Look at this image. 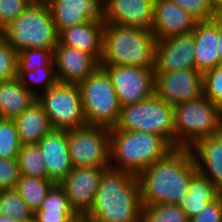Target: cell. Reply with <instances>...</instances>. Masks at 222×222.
<instances>
[{
    "label": "cell",
    "instance_id": "cell-1",
    "mask_svg": "<svg viewBox=\"0 0 222 222\" xmlns=\"http://www.w3.org/2000/svg\"><path fill=\"white\" fill-rule=\"evenodd\" d=\"M196 173L190 148H173L137 176L141 205L179 204Z\"/></svg>",
    "mask_w": 222,
    "mask_h": 222
},
{
    "label": "cell",
    "instance_id": "cell-2",
    "mask_svg": "<svg viewBox=\"0 0 222 222\" xmlns=\"http://www.w3.org/2000/svg\"><path fill=\"white\" fill-rule=\"evenodd\" d=\"M140 184L136 175L107 168L94 203L84 217L90 222H141Z\"/></svg>",
    "mask_w": 222,
    "mask_h": 222
},
{
    "label": "cell",
    "instance_id": "cell-3",
    "mask_svg": "<svg viewBox=\"0 0 222 222\" xmlns=\"http://www.w3.org/2000/svg\"><path fill=\"white\" fill-rule=\"evenodd\" d=\"M156 42L152 30L105 23L100 65L155 68Z\"/></svg>",
    "mask_w": 222,
    "mask_h": 222
},
{
    "label": "cell",
    "instance_id": "cell-4",
    "mask_svg": "<svg viewBox=\"0 0 222 222\" xmlns=\"http://www.w3.org/2000/svg\"><path fill=\"white\" fill-rule=\"evenodd\" d=\"M172 149L157 134L110 129V168L115 170L138 176Z\"/></svg>",
    "mask_w": 222,
    "mask_h": 222
},
{
    "label": "cell",
    "instance_id": "cell-5",
    "mask_svg": "<svg viewBox=\"0 0 222 222\" xmlns=\"http://www.w3.org/2000/svg\"><path fill=\"white\" fill-rule=\"evenodd\" d=\"M0 34L17 52L28 48L54 51L58 44V32L46 1L30 2Z\"/></svg>",
    "mask_w": 222,
    "mask_h": 222
},
{
    "label": "cell",
    "instance_id": "cell-6",
    "mask_svg": "<svg viewBox=\"0 0 222 222\" xmlns=\"http://www.w3.org/2000/svg\"><path fill=\"white\" fill-rule=\"evenodd\" d=\"M173 107L175 148H191L198 140L222 131V109L204 95Z\"/></svg>",
    "mask_w": 222,
    "mask_h": 222
},
{
    "label": "cell",
    "instance_id": "cell-7",
    "mask_svg": "<svg viewBox=\"0 0 222 222\" xmlns=\"http://www.w3.org/2000/svg\"><path fill=\"white\" fill-rule=\"evenodd\" d=\"M78 86L87 125L114 128L118 123L121 107L107 71L99 66Z\"/></svg>",
    "mask_w": 222,
    "mask_h": 222
},
{
    "label": "cell",
    "instance_id": "cell-8",
    "mask_svg": "<svg viewBox=\"0 0 222 222\" xmlns=\"http://www.w3.org/2000/svg\"><path fill=\"white\" fill-rule=\"evenodd\" d=\"M111 129L157 134L175 148L174 107L155 93L139 103L121 107L118 123Z\"/></svg>",
    "mask_w": 222,
    "mask_h": 222
},
{
    "label": "cell",
    "instance_id": "cell-9",
    "mask_svg": "<svg viewBox=\"0 0 222 222\" xmlns=\"http://www.w3.org/2000/svg\"><path fill=\"white\" fill-rule=\"evenodd\" d=\"M50 124L56 130H74L87 125L78 84L57 82L37 96Z\"/></svg>",
    "mask_w": 222,
    "mask_h": 222
},
{
    "label": "cell",
    "instance_id": "cell-10",
    "mask_svg": "<svg viewBox=\"0 0 222 222\" xmlns=\"http://www.w3.org/2000/svg\"><path fill=\"white\" fill-rule=\"evenodd\" d=\"M68 147L73 167L110 168V129L86 125L68 130Z\"/></svg>",
    "mask_w": 222,
    "mask_h": 222
},
{
    "label": "cell",
    "instance_id": "cell-11",
    "mask_svg": "<svg viewBox=\"0 0 222 222\" xmlns=\"http://www.w3.org/2000/svg\"><path fill=\"white\" fill-rule=\"evenodd\" d=\"M109 74L120 107L139 103L154 93V69L126 65H100Z\"/></svg>",
    "mask_w": 222,
    "mask_h": 222
},
{
    "label": "cell",
    "instance_id": "cell-12",
    "mask_svg": "<svg viewBox=\"0 0 222 222\" xmlns=\"http://www.w3.org/2000/svg\"><path fill=\"white\" fill-rule=\"evenodd\" d=\"M154 93L173 106L198 99L203 96V74L197 69L154 72Z\"/></svg>",
    "mask_w": 222,
    "mask_h": 222
},
{
    "label": "cell",
    "instance_id": "cell-13",
    "mask_svg": "<svg viewBox=\"0 0 222 222\" xmlns=\"http://www.w3.org/2000/svg\"><path fill=\"white\" fill-rule=\"evenodd\" d=\"M107 168L73 167L61 181L69 205L79 218H84L92 208L103 172Z\"/></svg>",
    "mask_w": 222,
    "mask_h": 222
},
{
    "label": "cell",
    "instance_id": "cell-14",
    "mask_svg": "<svg viewBox=\"0 0 222 222\" xmlns=\"http://www.w3.org/2000/svg\"><path fill=\"white\" fill-rule=\"evenodd\" d=\"M193 33L157 40L154 72L196 69Z\"/></svg>",
    "mask_w": 222,
    "mask_h": 222
},
{
    "label": "cell",
    "instance_id": "cell-15",
    "mask_svg": "<svg viewBox=\"0 0 222 222\" xmlns=\"http://www.w3.org/2000/svg\"><path fill=\"white\" fill-rule=\"evenodd\" d=\"M154 0H102L104 23L151 30Z\"/></svg>",
    "mask_w": 222,
    "mask_h": 222
},
{
    "label": "cell",
    "instance_id": "cell-16",
    "mask_svg": "<svg viewBox=\"0 0 222 222\" xmlns=\"http://www.w3.org/2000/svg\"><path fill=\"white\" fill-rule=\"evenodd\" d=\"M53 61L58 82L70 84H79L100 66L93 55L59 42L54 50Z\"/></svg>",
    "mask_w": 222,
    "mask_h": 222
},
{
    "label": "cell",
    "instance_id": "cell-17",
    "mask_svg": "<svg viewBox=\"0 0 222 222\" xmlns=\"http://www.w3.org/2000/svg\"><path fill=\"white\" fill-rule=\"evenodd\" d=\"M37 144L45 162L47 178L55 184H60L73 169L68 147V131L53 129Z\"/></svg>",
    "mask_w": 222,
    "mask_h": 222
},
{
    "label": "cell",
    "instance_id": "cell-18",
    "mask_svg": "<svg viewBox=\"0 0 222 222\" xmlns=\"http://www.w3.org/2000/svg\"><path fill=\"white\" fill-rule=\"evenodd\" d=\"M197 20L172 0H154L152 33L157 40L194 31Z\"/></svg>",
    "mask_w": 222,
    "mask_h": 222
},
{
    "label": "cell",
    "instance_id": "cell-19",
    "mask_svg": "<svg viewBox=\"0 0 222 222\" xmlns=\"http://www.w3.org/2000/svg\"><path fill=\"white\" fill-rule=\"evenodd\" d=\"M102 0H46L58 34L65 28L102 20Z\"/></svg>",
    "mask_w": 222,
    "mask_h": 222
},
{
    "label": "cell",
    "instance_id": "cell-20",
    "mask_svg": "<svg viewBox=\"0 0 222 222\" xmlns=\"http://www.w3.org/2000/svg\"><path fill=\"white\" fill-rule=\"evenodd\" d=\"M192 33L195 42V66L199 72L204 74L220 65L219 17L197 21Z\"/></svg>",
    "mask_w": 222,
    "mask_h": 222
},
{
    "label": "cell",
    "instance_id": "cell-21",
    "mask_svg": "<svg viewBox=\"0 0 222 222\" xmlns=\"http://www.w3.org/2000/svg\"><path fill=\"white\" fill-rule=\"evenodd\" d=\"M197 172L222 193V131L198 140L191 148Z\"/></svg>",
    "mask_w": 222,
    "mask_h": 222
},
{
    "label": "cell",
    "instance_id": "cell-22",
    "mask_svg": "<svg viewBox=\"0 0 222 222\" xmlns=\"http://www.w3.org/2000/svg\"><path fill=\"white\" fill-rule=\"evenodd\" d=\"M104 25L103 20H92L65 28L58 34V42L87 52L100 62Z\"/></svg>",
    "mask_w": 222,
    "mask_h": 222
},
{
    "label": "cell",
    "instance_id": "cell-23",
    "mask_svg": "<svg viewBox=\"0 0 222 222\" xmlns=\"http://www.w3.org/2000/svg\"><path fill=\"white\" fill-rule=\"evenodd\" d=\"M13 120L22 145L37 144L53 130L48 115L37 99Z\"/></svg>",
    "mask_w": 222,
    "mask_h": 222
},
{
    "label": "cell",
    "instance_id": "cell-24",
    "mask_svg": "<svg viewBox=\"0 0 222 222\" xmlns=\"http://www.w3.org/2000/svg\"><path fill=\"white\" fill-rule=\"evenodd\" d=\"M36 99L18 77L0 81V118H16Z\"/></svg>",
    "mask_w": 222,
    "mask_h": 222
},
{
    "label": "cell",
    "instance_id": "cell-25",
    "mask_svg": "<svg viewBox=\"0 0 222 222\" xmlns=\"http://www.w3.org/2000/svg\"><path fill=\"white\" fill-rule=\"evenodd\" d=\"M187 191V195L178 205L186 213L188 219L195 217L203 207L222 194L209 179L198 172L191 178Z\"/></svg>",
    "mask_w": 222,
    "mask_h": 222
},
{
    "label": "cell",
    "instance_id": "cell-26",
    "mask_svg": "<svg viewBox=\"0 0 222 222\" xmlns=\"http://www.w3.org/2000/svg\"><path fill=\"white\" fill-rule=\"evenodd\" d=\"M55 183L48 178H35L21 175L15 190L28 207L35 213L41 206L48 191Z\"/></svg>",
    "mask_w": 222,
    "mask_h": 222
},
{
    "label": "cell",
    "instance_id": "cell-27",
    "mask_svg": "<svg viewBox=\"0 0 222 222\" xmlns=\"http://www.w3.org/2000/svg\"><path fill=\"white\" fill-rule=\"evenodd\" d=\"M0 215L21 222H34V212L15 189L0 191Z\"/></svg>",
    "mask_w": 222,
    "mask_h": 222
},
{
    "label": "cell",
    "instance_id": "cell-28",
    "mask_svg": "<svg viewBox=\"0 0 222 222\" xmlns=\"http://www.w3.org/2000/svg\"><path fill=\"white\" fill-rule=\"evenodd\" d=\"M17 77L35 97L58 82L55 66L40 67L31 71H17Z\"/></svg>",
    "mask_w": 222,
    "mask_h": 222
},
{
    "label": "cell",
    "instance_id": "cell-29",
    "mask_svg": "<svg viewBox=\"0 0 222 222\" xmlns=\"http://www.w3.org/2000/svg\"><path fill=\"white\" fill-rule=\"evenodd\" d=\"M20 175L47 178L45 162L38 144L21 145L17 156Z\"/></svg>",
    "mask_w": 222,
    "mask_h": 222
},
{
    "label": "cell",
    "instance_id": "cell-30",
    "mask_svg": "<svg viewBox=\"0 0 222 222\" xmlns=\"http://www.w3.org/2000/svg\"><path fill=\"white\" fill-rule=\"evenodd\" d=\"M141 222H189L178 204H154L141 208Z\"/></svg>",
    "mask_w": 222,
    "mask_h": 222
},
{
    "label": "cell",
    "instance_id": "cell-31",
    "mask_svg": "<svg viewBox=\"0 0 222 222\" xmlns=\"http://www.w3.org/2000/svg\"><path fill=\"white\" fill-rule=\"evenodd\" d=\"M21 145L14 120L0 118V158H17Z\"/></svg>",
    "mask_w": 222,
    "mask_h": 222
},
{
    "label": "cell",
    "instance_id": "cell-32",
    "mask_svg": "<svg viewBox=\"0 0 222 222\" xmlns=\"http://www.w3.org/2000/svg\"><path fill=\"white\" fill-rule=\"evenodd\" d=\"M54 51L28 48L18 52V71H31L40 67L54 66Z\"/></svg>",
    "mask_w": 222,
    "mask_h": 222
},
{
    "label": "cell",
    "instance_id": "cell-33",
    "mask_svg": "<svg viewBox=\"0 0 222 222\" xmlns=\"http://www.w3.org/2000/svg\"><path fill=\"white\" fill-rule=\"evenodd\" d=\"M18 52L0 34V81L17 77Z\"/></svg>",
    "mask_w": 222,
    "mask_h": 222
},
{
    "label": "cell",
    "instance_id": "cell-34",
    "mask_svg": "<svg viewBox=\"0 0 222 222\" xmlns=\"http://www.w3.org/2000/svg\"><path fill=\"white\" fill-rule=\"evenodd\" d=\"M203 95L222 109V65L203 74Z\"/></svg>",
    "mask_w": 222,
    "mask_h": 222
},
{
    "label": "cell",
    "instance_id": "cell-35",
    "mask_svg": "<svg viewBox=\"0 0 222 222\" xmlns=\"http://www.w3.org/2000/svg\"><path fill=\"white\" fill-rule=\"evenodd\" d=\"M187 11L197 21L210 20L216 17L214 0H172Z\"/></svg>",
    "mask_w": 222,
    "mask_h": 222
},
{
    "label": "cell",
    "instance_id": "cell-36",
    "mask_svg": "<svg viewBox=\"0 0 222 222\" xmlns=\"http://www.w3.org/2000/svg\"><path fill=\"white\" fill-rule=\"evenodd\" d=\"M37 211L74 212L69 205V200L66 196L65 190L60 184H54L50 188Z\"/></svg>",
    "mask_w": 222,
    "mask_h": 222
},
{
    "label": "cell",
    "instance_id": "cell-37",
    "mask_svg": "<svg viewBox=\"0 0 222 222\" xmlns=\"http://www.w3.org/2000/svg\"><path fill=\"white\" fill-rule=\"evenodd\" d=\"M30 0H0V33L30 4Z\"/></svg>",
    "mask_w": 222,
    "mask_h": 222
},
{
    "label": "cell",
    "instance_id": "cell-38",
    "mask_svg": "<svg viewBox=\"0 0 222 222\" xmlns=\"http://www.w3.org/2000/svg\"><path fill=\"white\" fill-rule=\"evenodd\" d=\"M20 176L17 158H0V191L15 189Z\"/></svg>",
    "mask_w": 222,
    "mask_h": 222
},
{
    "label": "cell",
    "instance_id": "cell-39",
    "mask_svg": "<svg viewBox=\"0 0 222 222\" xmlns=\"http://www.w3.org/2000/svg\"><path fill=\"white\" fill-rule=\"evenodd\" d=\"M189 222H222V194L203 207Z\"/></svg>",
    "mask_w": 222,
    "mask_h": 222
},
{
    "label": "cell",
    "instance_id": "cell-40",
    "mask_svg": "<svg viewBox=\"0 0 222 222\" xmlns=\"http://www.w3.org/2000/svg\"><path fill=\"white\" fill-rule=\"evenodd\" d=\"M78 218L75 212L36 211L34 213V222H74Z\"/></svg>",
    "mask_w": 222,
    "mask_h": 222
},
{
    "label": "cell",
    "instance_id": "cell-41",
    "mask_svg": "<svg viewBox=\"0 0 222 222\" xmlns=\"http://www.w3.org/2000/svg\"><path fill=\"white\" fill-rule=\"evenodd\" d=\"M218 52H219V57H220V65H222V18H219Z\"/></svg>",
    "mask_w": 222,
    "mask_h": 222
},
{
    "label": "cell",
    "instance_id": "cell-42",
    "mask_svg": "<svg viewBox=\"0 0 222 222\" xmlns=\"http://www.w3.org/2000/svg\"><path fill=\"white\" fill-rule=\"evenodd\" d=\"M216 17L222 18V0H214Z\"/></svg>",
    "mask_w": 222,
    "mask_h": 222
},
{
    "label": "cell",
    "instance_id": "cell-43",
    "mask_svg": "<svg viewBox=\"0 0 222 222\" xmlns=\"http://www.w3.org/2000/svg\"><path fill=\"white\" fill-rule=\"evenodd\" d=\"M0 222H21V221L15 220L14 218H7L0 215Z\"/></svg>",
    "mask_w": 222,
    "mask_h": 222
},
{
    "label": "cell",
    "instance_id": "cell-44",
    "mask_svg": "<svg viewBox=\"0 0 222 222\" xmlns=\"http://www.w3.org/2000/svg\"><path fill=\"white\" fill-rule=\"evenodd\" d=\"M74 222H90L88 221L86 218H78L76 221Z\"/></svg>",
    "mask_w": 222,
    "mask_h": 222
},
{
    "label": "cell",
    "instance_id": "cell-45",
    "mask_svg": "<svg viewBox=\"0 0 222 222\" xmlns=\"http://www.w3.org/2000/svg\"><path fill=\"white\" fill-rule=\"evenodd\" d=\"M31 2H40V1H44V0H30Z\"/></svg>",
    "mask_w": 222,
    "mask_h": 222
}]
</instances>
